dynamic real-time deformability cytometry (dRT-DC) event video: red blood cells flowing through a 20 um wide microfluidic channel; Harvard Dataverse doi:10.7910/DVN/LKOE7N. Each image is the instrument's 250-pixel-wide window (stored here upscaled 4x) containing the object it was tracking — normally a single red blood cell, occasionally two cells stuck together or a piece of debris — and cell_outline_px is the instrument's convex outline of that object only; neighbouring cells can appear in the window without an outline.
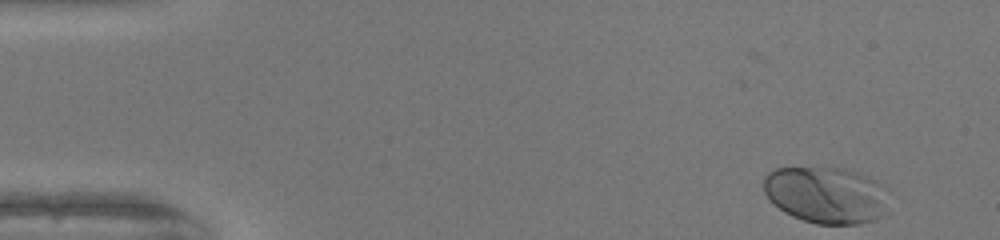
{"species": "human", "species_latin": "Homo sapiens", "temperature_condition": "warm", "stored_images_in_passage": 49, "camera_frame_rate_fps": 3000, "um_per_image_px": 0.085, "donor": {"sex": "female"}, "frame": {"image": 1, "passage_image": 1, "time_ms": 0.0, "image_size_px": [1000, 240], "cell_outline_px": [[888, 212], [876, 220], [860, 224], [816, 224], [792, 216], [784, 212], [764, 192], [764, 176], [768, 172], [776, 168], [844, 168], [868, 176], [876, 180], [888, 188]], "centroid_in_image_um": [70.31, 16.58], "position_along_channel_um": 14.7, "area_um2": 41.85}}
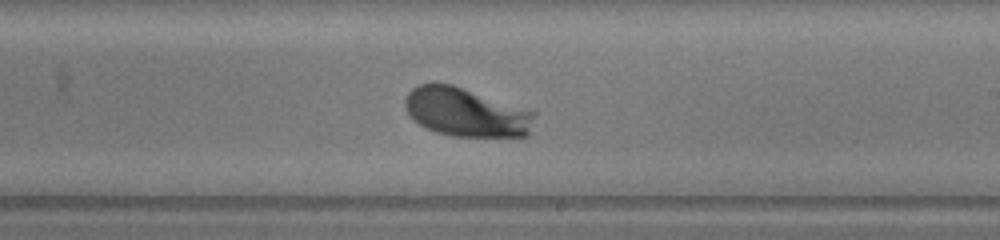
{"frame": {"image": 2, "passage_image": 28, "time_ms": 9.0, "image_size_px": [1000, 240], "cell_outline_px": [[536, 112], [528, 136], [452, 136], [436, 132], [420, 124], [404, 108], [404, 100], [408, 92], [412, 88], [420, 84], [452, 84]], "centroid_in_image_um": [39.61, 9.54], "position_along_channel_um": 249.4, "area_um2": 36.3}}
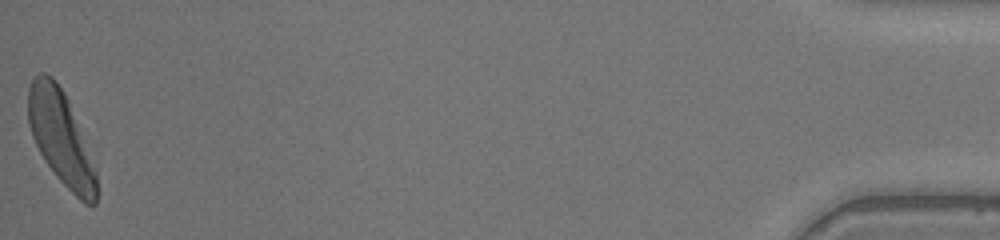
{"frame": {"image": 3, "passage_image": 49, "time_ms": 16.0, "image_size_px": [1000, 240], "cell_outline_px": [[96, 204], [84, 204], [56, 176], [44, 160], [32, 136], [28, 124], [28, 88], [32, 80], [40, 72], [44, 72], [52, 76], [64, 92], [68, 100], [96, 168]], "centroid_in_image_um": [5.16, 11.7], "position_along_channel_um": 430.0, "area_um2": 36.93}}